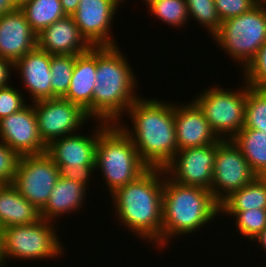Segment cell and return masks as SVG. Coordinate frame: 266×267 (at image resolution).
Returning <instances> with one entry per match:
<instances>
[{
  "label": "cell",
  "mask_w": 266,
  "mask_h": 267,
  "mask_svg": "<svg viewBox=\"0 0 266 267\" xmlns=\"http://www.w3.org/2000/svg\"><path fill=\"white\" fill-rule=\"evenodd\" d=\"M248 209H266V177L257 176L220 203V211H246Z\"/></svg>",
  "instance_id": "obj_24"
},
{
  "label": "cell",
  "mask_w": 266,
  "mask_h": 267,
  "mask_svg": "<svg viewBox=\"0 0 266 267\" xmlns=\"http://www.w3.org/2000/svg\"><path fill=\"white\" fill-rule=\"evenodd\" d=\"M141 1H144L145 5H149L151 2H153L154 0H141ZM123 2L126 3L125 0H123Z\"/></svg>",
  "instance_id": "obj_42"
},
{
  "label": "cell",
  "mask_w": 266,
  "mask_h": 267,
  "mask_svg": "<svg viewBox=\"0 0 266 267\" xmlns=\"http://www.w3.org/2000/svg\"><path fill=\"white\" fill-rule=\"evenodd\" d=\"M63 12L71 16L78 8L79 0H60Z\"/></svg>",
  "instance_id": "obj_37"
},
{
  "label": "cell",
  "mask_w": 266,
  "mask_h": 267,
  "mask_svg": "<svg viewBox=\"0 0 266 267\" xmlns=\"http://www.w3.org/2000/svg\"><path fill=\"white\" fill-rule=\"evenodd\" d=\"M119 46L96 47V84L93 90L92 119L117 124L140 97L138 82Z\"/></svg>",
  "instance_id": "obj_3"
},
{
  "label": "cell",
  "mask_w": 266,
  "mask_h": 267,
  "mask_svg": "<svg viewBox=\"0 0 266 267\" xmlns=\"http://www.w3.org/2000/svg\"><path fill=\"white\" fill-rule=\"evenodd\" d=\"M37 47L51 55H78L92 46L81 35L72 16H65L37 34Z\"/></svg>",
  "instance_id": "obj_19"
},
{
  "label": "cell",
  "mask_w": 266,
  "mask_h": 267,
  "mask_svg": "<svg viewBox=\"0 0 266 267\" xmlns=\"http://www.w3.org/2000/svg\"><path fill=\"white\" fill-rule=\"evenodd\" d=\"M33 106L39 133L46 145L75 134L90 119L79 105L64 98L38 100Z\"/></svg>",
  "instance_id": "obj_11"
},
{
  "label": "cell",
  "mask_w": 266,
  "mask_h": 267,
  "mask_svg": "<svg viewBox=\"0 0 266 267\" xmlns=\"http://www.w3.org/2000/svg\"><path fill=\"white\" fill-rule=\"evenodd\" d=\"M40 211L12 184H0V229L40 221Z\"/></svg>",
  "instance_id": "obj_22"
},
{
  "label": "cell",
  "mask_w": 266,
  "mask_h": 267,
  "mask_svg": "<svg viewBox=\"0 0 266 267\" xmlns=\"http://www.w3.org/2000/svg\"><path fill=\"white\" fill-rule=\"evenodd\" d=\"M0 140L19 156L46 152L34 111L33 102L0 120Z\"/></svg>",
  "instance_id": "obj_14"
},
{
  "label": "cell",
  "mask_w": 266,
  "mask_h": 267,
  "mask_svg": "<svg viewBox=\"0 0 266 267\" xmlns=\"http://www.w3.org/2000/svg\"><path fill=\"white\" fill-rule=\"evenodd\" d=\"M243 81L251 88L266 89V42L259 48L254 59L240 71Z\"/></svg>",
  "instance_id": "obj_31"
},
{
  "label": "cell",
  "mask_w": 266,
  "mask_h": 267,
  "mask_svg": "<svg viewBox=\"0 0 266 267\" xmlns=\"http://www.w3.org/2000/svg\"><path fill=\"white\" fill-rule=\"evenodd\" d=\"M19 8L36 34L66 16L60 0H30Z\"/></svg>",
  "instance_id": "obj_25"
},
{
  "label": "cell",
  "mask_w": 266,
  "mask_h": 267,
  "mask_svg": "<svg viewBox=\"0 0 266 267\" xmlns=\"http://www.w3.org/2000/svg\"><path fill=\"white\" fill-rule=\"evenodd\" d=\"M212 38L243 71L266 42V6L257 4L244 14L224 20Z\"/></svg>",
  "instance_id": "obj_7"
},
{
  "label": "cell",
  "mask_w": 266,
  "mask_h": 267,
  "mask_svg": "<svg viewBox=\"0 0 266 267\" xmlns=\"http://www.w3.org/2000/svg\"><path fill=\"white\" fill-rule=\"evenodd\" d=\"M99 125L92 128V134H72L51 141L46 154L58 168H95L96 148L99 130L106 124L95 121Z\"/></svg>",
  "instance_id": "obj_15"
},
{
  "label": "cell",
  "mask_w": 266,
  "mask_h": 267,
  "mask_svg": "<svg viewBox=\"0 0 266 267\" xmlns=\"http://www.w3.org/2000/svg\"><path fill=\"white\" fill-rule=\"evenodd\" d=\"M61 170V176L67 179H71L73 181L79 182L87 188H90L88 183L93 172L96 171L95 168H74V167H66L59 168Z\"/></svg>",
  "instance_id": "obj_35"
},
{
  "label": "cell",
  "mask_w": 266,
  "mask_h": 267,
  "mask_svg": "<svg viewBox=\"0 0 266 267\" xmlns=\"http://www.w3.org/2000/svg\"><path fill=\"white\" fill-rule=\"evenodd\" d=\"M24 97L20 88L0 87V120L24 108L28 104Z\"/></svg>",
  "instance_id": "obj_32"
},
{
  "label": "cell",
  "mask_w": 266,
  "mask_h": 267,
  "mask_svg": "<svg viewBox=\"0 0 266 267\" xmlns=\"http://www.w3.org/2000/svg\"><path fill=\"white\" fill-rule=\"evenodd\" d=\"M119 4H123V0H79L71 16L92 47L117 46L111 25Z\"/></svg>",
  "instance_id": "obj_13"
},
{
  "label": "cell",
  "mask_w": 266,
  "mask_h": 267,
  "mask_svg": "<svg viewBox=\"0 0 266 267\" xmlns=\"http://www.w3.org/2000/svg\"><path fill=\"white\" fill-rule=\"evenodd\" d=\"M16 7H21L25 2L30 0H12Z\"/></svg>",
  "instance_id": "obj_40"
},
{
  "label": "cell",
  "mask_w": 266,
  "mask_h": 267,
  "mask_svg": "<svg viewBox=\"0 0 266 267\" xmlns=\"http://www.w3.org/2000/svg\"><path fill=\"white\" fill-rule=\"evenodd\" d=\"M217 14L224 20L248 12L257 5L256 0H214Z\"/></svg>",
  "instance_id": "obj_34"
},
{
  "label": "cell",
  "mask_w": 266,
  "mask_h": 267,
  "mask_svg": "<svg viewBox=\"0 0 266 267\" xmlns=\"http://www.w3.org/2000/svg\"><path fill=\"white\" fill-rule=\"evenodd\" d=\"M266 133V89L249 87L246 96L244 127Z\"/></svg>",
  "instance_id": "obj_29"
},
{
  "label": "cell",
  "mask_w": 266,
  "mask_h": 267,
  "mask_svg": "<svg viewBox=\"0 0 266 267\" xmlns=\"http://www.w3.org/2000/svg\"><path fill=\"white\" fill-rule=\"evenodd\" d=\"M87 187L79 182L60 176L51 190L48 202L40 211L41 218L50 222H57L56 218L80 212L87 197Z\"/></svg>",
  "instance_id": "obj_21"
},
{
  "label": "cell",
  "mask_w": 266,
  "mask_h": 267,
  "mask_svg": "<svg viewBox=\"0 0 266 267\" xmlns=\"http://www.w3.org/2000/svg\"><path fill=\"white\" fill-rule=\"evenodd\" d=\"M215 157L216 143L186 148L177 151L163 169L165 174L177 183L210 190Z\"/></svg>",
  "instance_id": "obj_12"
},
{
  "label": "cell",
  "mask_w": 266,
  "mask_h": 267,
  "mask_svg": "<svg viewBox=\"0 0 266 267\" xmlns=\"http://www.w3.org/2000/svg\"><path fill=\"white\" fill-rule=\"evenodd\" d=\"M256 177L257 175L233 140H219L216 143L210 191L219 204L232 192L241 189Z\"/></svg>",
  "instance_id": "obj_10"
},
{
  "label": "cell",
  "mask_w": 266,
  "mask_h": 267,
  "mask_svg": "<svg viewBox=\"0 0 266 267\" xmlns=\"http://www.w3.org/2000/svg\"><path fill=\"white\" fill-rule=\"evenodd\" d=\"M1 259L2 255H1V229H0V266H1Z\"/></svg>",
  "instance_id": "obj_43"
},
{
  "label": "cell",
  "mask_w": 266,
  "mask_h": 267,
  "mask_svg": "<svg viewBox=\"0 0 266 267\" xmlns=\"http://www.w3.org/2000/svg\"><path fill=\"white\" fill-rule=\"evenodd\" d=\"M256 1H257V4L266 6V0H256Z\"/></svg>",
  "instance_id": "obj_41"
},
{
  "label": "cell",
  "mask_w": 266,
  "mask_h": 267,
  "mask_svg": "<svg viewBox=\"0 0 266 267\" xmlns=\"http://www.w3.org/2000/svg\"><path fill=\"white\" fill-rule=\"evenodd\" d=\"M75 55H51L50 72L52 98H62L69 88Z\"/></svg>",
  "instance_id": "obj_27"
},
{
  "label": "cell",
  "mask_w": 266,
  "mask_h": 267,
  "mask_svg": "<svg viewBox=\"0 0 266 267\" xmlns=\"http://www.w3.org/2000/svg\"><path fill=\"white\" fill-rule=\"evenodd\" d=\"M164 175V169L148 168L109 197L113 209L116 208L114 215L118 223H122L138 239L146 240L145 243L152 242L159 251L162 249Z\"/></svg>",
  "instance_id": "obj_2"
},
{
  "label": "cell",
  "mask_w": 266,
  "mask_h": 267,
  "mask_svg": "<svg viewBox=\"0 0 266 267\" xmlns=\"http://www.w3.org/2000/svg\"><path fill=\"white\" fill-rule=\"evenodd\" d=\"M56 223L41 219L37 223L15 225L1 230V267L10 259L48 260L65 255ZM17 258V259H16ZM5 265V266H4Z\"/></svg>",
  "instance_id": "obj_6"
},
{
  "label": "cell",
  "mask_w": 266,
  "mask_h": 267,
  "mask_svg": "<svg viewBox=\"0 0 266 267\" xmlns=\"http://www.w3.org/2000/svg\"><path fill=\"white\" fill-rule=\"evenodd\" d=\"M189 18L206 28L213 37L221 28L214 0H186Z\"/></svg>",
  "instance_id": "obj_30"
},
{
  "label": "cell",
  "mask_w": 266,
  "mask_h": 267,
  "mask_svg": "<svg viewBox=\"0 0 266 267\" xmlns=\"http://www.w3.org/2000/svg\"><path fill=\"white\" fill-rule=\"evenodd\" d=\"M253 241L258 243V246H261L265 250L264 254H266V227L253 239Z\"/></svg>",
  "instance_id": "obj_39"
},
{
  "label": "cell",
  "mask_w": 266,
  "mask_h": 267,
  "mask_svg": "<svg viewBox=\"0 0 266 267\" xmlns=\"http://www.w3.org/2000/svg\"><path fill=\"white\" fill-rule=\"evenodd\" d=\"M50 63L51 54L36 47L14 64L31 102L52 99Z\"/></svg>",
  "instance_id": "obj_18"
},
{
  "label": "cell",
  "mask_w": 266,
  "mask_h": 267,
  "mask_svg": "<svg viewBox=\"0 0 266 267\" xmlns=\"http://www.w3.org/2000/svg\"><path fill=\"white\" fill-rule=\"evenodd\" d=\"M149 167L141 160L133 141L117 124L106 123L99 130L95 169L101 171L102 184L109 195L136 180Z\"/></svg>",
  "instance_id": "obj_5"
},
{
  "label": "cell",
  "mask_w": 266,
  "mask_h": 267,
  "mask_svg": "<svg viewBox=\"0 0 266 267\" xmlns=\"http://www.w3.org/2000/svg\"><path fill=\"white\" fill-rule=\"evenodd\" d=\"M96 84V47L75 55L71 83L62 97L79 105L92 120L93 90Z\"/></svg>",
  "instance_id": "obj_20"
},
{
  "label": "cell",
  "mask_w": 266,
  "mask_h": 267,
  "mask_svg": "<svg viewBox=\"0 0 266 267\" xmlns=\"http://www.w3.org/2000/svg\"><path fill=\"white\" fill-rule=\"evenodd\" d=\"M36 47L37 34L19 7L0 16V57L15 64Z\"/></svg>",
  "instance_id": "obj_16"
},
{
  "label": "cell",
  "mask_w": 266,
  "mask_h": 267,
  "mask_svg": "<svg viewBox=\"0 0 266 267\" xmlns=\"http://www.w3.org/2000/svg\"><path fill=\"white\" fill-rule=\"evenodd\" d=\"M16 6L12 0H0V16L14 10Z\"/></svg>",
  "instance_id": "obj_38"
},
{
  "label": "cell",
  "mask_w": 266,
  "mask_h": 267,
  "mask_svg": "<svg viewBox=\"0 0 266 267\" xmlns=\"http://www.w3.org/2000/svg\"><path fill=\"white\" fill-rule=\"evenodd\" d=\"M127 114L132 128L128 122L125 126L122 119L117 125L133 141L138 155L149 168L163 169L177 153L174 103L140 96L125 116Z\"/></svg>",
  "instance_id": "obj_1"
},
{
  "label": "cell",
  "mask_w": 266,
  "mask_h": 267,
  "mask_svg": "<svg viewBox=\"0 0 266 267\" xmlns=\"http://www.w3.org/2000/svg\"><path fill=\"white\" fill-rule=\"evenodd\" d=\"M162 212L163 250L167 244L170 245L172 238L193 232L197 234L215 221L214 218L220 214V204L210 190L177 183L165 174Z\"/></svg>",
  "instance_id": "obj_4"
},
{
  "label": "cell",
  "mask_w": 266,
  "mask_h": 267,
  "mask_svg": "<svg viewBox=\"0 0 266 267\" xmlns=\"http://www.w3.org/2000/svg\"><path fill=\"white\" fill-rule=\"evenodd\" d=\"M243 83V88L238 86L235 90L215 85L193 97L219 140H232L244 127L249 86Z\"/></svg>",
  "instance_id": "obj_8"
},
{
  "label": "cell",
  "mask_w": 266,
  "mask_h": 267,
  "mask_svg": "<svg viewBox=\"0 0 266 267\" xmlns=\"http://www.w3.org/2000/svg\"><path fill=\"white\" fill-rule=\"evenodd\" d=\"M60 176L61 170L46 153L24 155L20 156L12 184L41 211Z\"/></svg>",
  "instance_id": "obj_9"
},
{
  "label": "cell",
  "mask_w": 266,
  "mask_h": 267,
  "mask_svg": "<svg viewBox=\"0 0 266 267\" xmlns=\"http://www.w3.org/2000/svg\"><path fill=\"white\" fill-rule=\"evenodd\" d=\"M147 8L155 18L172 28H183L190 19L186 0H154Z\"/></svg>",
  "instance_id": "obj_26"
},
{
  "label": "cell",
  "mask_w": 266,
  "mask_h": 267,
  "mask_svg": "<svg viewBox=\"0 0 266 267\" xmlns=\"http://www.w3.org/2000/svg\"><path fill=\"white\" fill-rule=\"evenodd\" d=\"M232 140L240 148L252 171L257 176L266 177V133L242 128Z\"/></svg>",
  "instance_id": "obj_23"
},
{
  "label": "cell",
  "mask_w": 266,
  "mask_h": 267,
  "mask_svg": "<svg viewBox=\"0 0 266 267\" xmlns=\"http://www.w3.org/2000/svg\"><path fill=\"white\" fill-rule=\"evenodd\" d=\"M20 156L0 140V184L13 183Z\"/></svg>",
  "instance_id": "obj_33"
},
{
  "label": "cell",
  "mask_w": 266,
  "mask_h": 267,
  "mask_svg": "<svg viewBox=\"0 0 266 267\" xmlns=\"http://www.w3.org/2000/svg\"><path fill=\"white\" fill-rule=\"evenodd\" d=\"M189 102L174 104L177 151L219 141L200 108L193 101Z\"/></svg>",
  "instance_id": "obj_17"
},
{
  "label": "cell",
  "mask_w": 266,
  "mask_h": 267,
  "mask_svg": "<svg viewBox=\"0 0 266 267\" xmlns=\"http://www.w3.org/2000/svg\"><path fill=\"white\" fill-rule=\"evenodd\" d=\"M234 217L235 229L241 236L253 242V239L266 227V209H248L246 211H220ZM229 214V215H228Z\"/></svg>",
  "instance_id": "obj_28"
},
{
  "label": "cell",
  "mask_w": 266,
  "mask_h": 267,
  "mask_svg": "<svg viewBox=\"0 0 266 267\" xmlns=\"http://www.w3.org/2000/svg\"><path fill=\"white\" fill-rule=\"evenodd\" d=\"M14 71V64L0 57V87L10 85V75Z\"/></svg>",
  "instance_id": "obj_36"
}]
</instances>
